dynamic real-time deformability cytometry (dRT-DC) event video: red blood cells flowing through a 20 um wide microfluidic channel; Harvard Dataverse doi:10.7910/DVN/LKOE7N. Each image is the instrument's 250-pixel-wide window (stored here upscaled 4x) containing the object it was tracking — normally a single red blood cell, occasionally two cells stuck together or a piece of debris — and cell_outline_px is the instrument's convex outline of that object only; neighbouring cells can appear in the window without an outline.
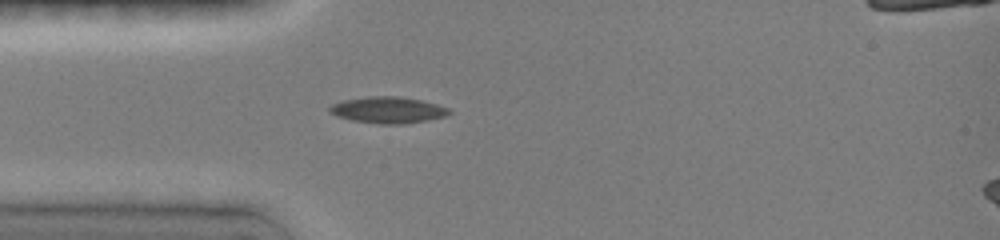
{"species": "common noctule bat (a hibernating species)", "species_latin": "Nyctalus noctula", "temperature_condition": "room temperature", "stored_images_in_passage": 37, "segment_of_instrument_passage": [1, 2], "camera_frame_rate_fps": 3000, "um_per_image_px": 0.085, "animal": {"sex": "female", "body_mass_g": 19.0, "forearm_length_mm": 51.5}, "frame": {"image": 1, "passage_image": 1, "time_ms": 0.0, "image_size_px": [1000, 240], "cell_outline_px": [[452, 112], [444, 116], [428, 120], [404, 124], [380, 124], [352, 120], [336, 116], [328, 112], [328, 108], [332, 104], [344, 100], [368, 96], [396, 96], [420, 100], [436, 104], [448, 108]], "centroid_in_image_um": [32.94, 9.35], "position_along_channel_um": 52.1, "area_um2": 18.32}}
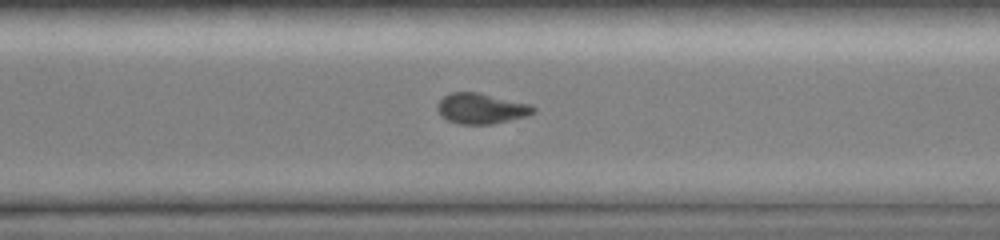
{"frame": {"image": 2, "passage_image": 22, "time_ms": 7.0, "image_size_px": [1000, 240], "cell_outline_px": [[536, 112], [528, 116], [492, 124], [460, 124], [448, 120], [440, 116], [436, 108], [436, 104], [444, 96], [452, 92], [476, 92], [532, 104], [536, 108]], "centroid_in_image_um": [40.91, 9.23], "position_along_channel_um": 329.7, "area_um2": 17.22}}
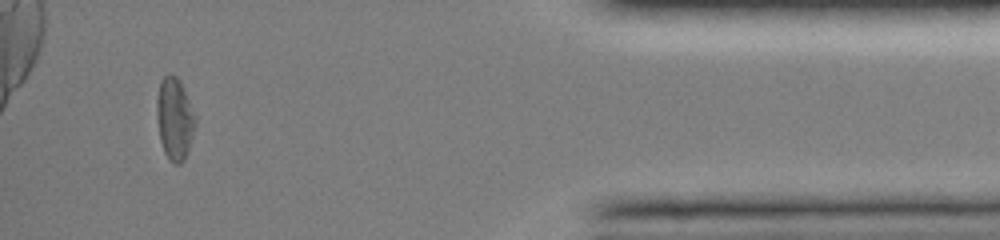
{"frame": {"image": 3, "passage_image": 32, "time_ms": 10.333, "image_size_px": [1000, 240], "cell_outline_px": [[196, 124], [184, 160], [180, 164], [172, 164], [168, 160], [164, 152], [160, 140], [156, 116], [156, 100], [160, 80], [164, 76], [176, 76], [180, 80], [196, 116]], "centroid_in_image_um": [14.83, 10.11], "position_along_channel_um": 420.4, "area_um2": 18.55}}